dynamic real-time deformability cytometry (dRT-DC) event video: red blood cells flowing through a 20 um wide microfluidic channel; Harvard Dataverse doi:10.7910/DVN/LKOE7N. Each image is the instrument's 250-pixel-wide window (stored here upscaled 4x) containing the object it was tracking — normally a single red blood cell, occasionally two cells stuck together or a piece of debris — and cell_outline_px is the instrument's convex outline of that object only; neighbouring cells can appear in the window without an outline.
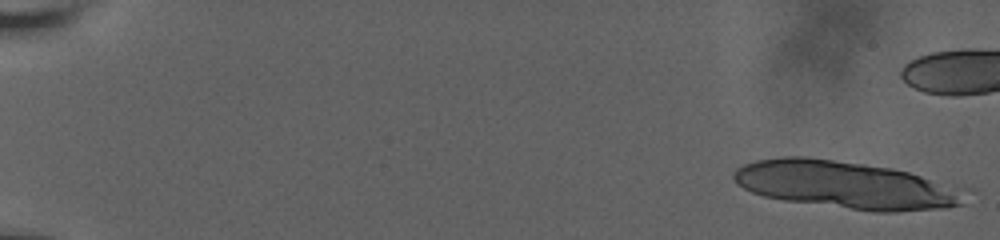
{"species": "human", "species_latin": "Homo sapiens", "temperature_condition": "room temperature", "stored_images_in_passage": 19, "camera_frame_rate_fps": 3000, "um_per_image_px": 0.085, "donor": {"sex": "male"}, "frame": {"image": 1, "passage_image": 1, "time_ms": 0.0, "image_size_px": [1000, 240], "cell_outline_px": [[976, 188], [964, 204], [948, 208], [896, 212], [876, 212], [784, 200], [764, 196], [752, 192], [736, 184], [732, 176], [736, 168], [744, 164], [756, 160], [784, 156], [808, 156], [892, 168]], "centroid_in_image_um": [72.1, 15.72], "position_along_channel_um": 12.9, "area_um2": 65.66}}